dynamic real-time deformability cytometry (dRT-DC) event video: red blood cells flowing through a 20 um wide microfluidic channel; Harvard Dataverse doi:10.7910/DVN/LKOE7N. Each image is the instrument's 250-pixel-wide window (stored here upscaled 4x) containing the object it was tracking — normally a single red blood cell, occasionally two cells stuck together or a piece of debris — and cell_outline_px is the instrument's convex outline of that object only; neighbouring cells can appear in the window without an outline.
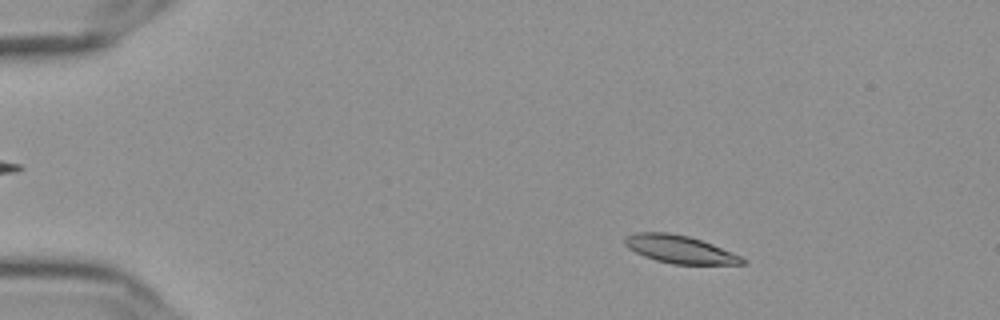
{"species": "Egyptian fruit bat (a non-hibernating species)", "species_latin": "Rousettus aegyptiacus", "temperature_condition": "cold", "stored_images_in_passage": 56, "camera_frame_rate_fps": 3000, "um_per_image_px": 0.085, "frame": {"image": 1, "passage_image": 9, "time_ms": 2.667, "image_size_px": [1000, 320], "cell_outline_px": [[744, 264], [672, 264], [656, 260], [644, 256], [628, 248], [624, 244], [624, 236], [636, 232], [668, 232], [688, 236], [712, 244], [740, 256], [744, 260]], "centroid_in_image_um": [57.71, 21.18], "position_along_channel_um": 27.3, "area_um2": 18.84}}
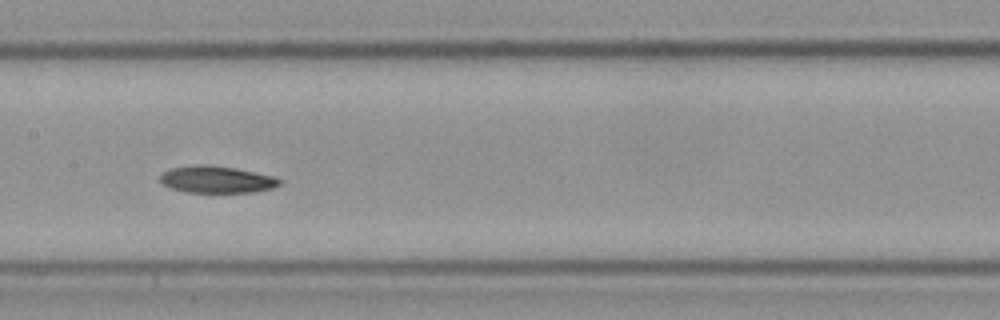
{"frame": {"image": 2, "passage_image": 29, "time_ms": 9.333, "image_size_px": [1000, 320], "cell_outline_px": [[280, 184], [272, 188], [252, 192], [184, 192], [160, 184], [160, 176], [164, 172], [172, 168], [196, 164], [208, 164], [236, 168], [276, 176], [280, 180]], "centroid_in_image_um": [18.41, 15.25], "position_along_channel_um": 189.0, "area_um2": 18.84}}
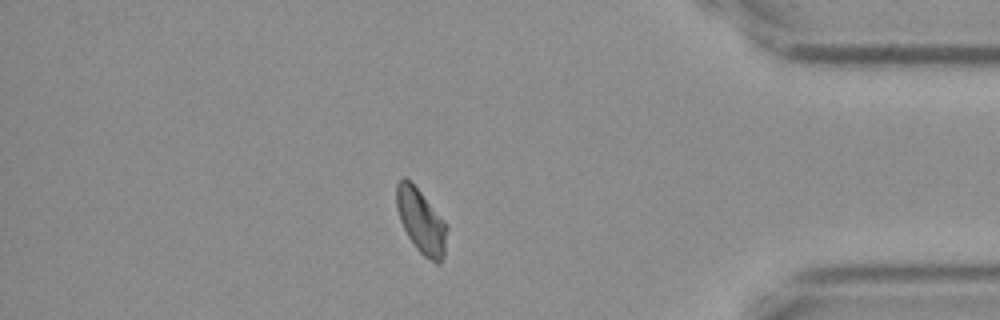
{"frame": {"image": 3, "passage_image": 49, "time_ms": 16.0, "image_size_px": [1000, 320], "cell_outline_px": [[448, 228], [444, 256], [440, 264], [436, 264], [424, 256], [416, 248], [408, 236], [400, 220], [396, 208], [396, 184], [400, 176], [404, 176], [420, 192]], "centroid_in_image_um": [35.77, 18.83], "position_along_channel_um": 399.4, "area_um2": 18.55}}